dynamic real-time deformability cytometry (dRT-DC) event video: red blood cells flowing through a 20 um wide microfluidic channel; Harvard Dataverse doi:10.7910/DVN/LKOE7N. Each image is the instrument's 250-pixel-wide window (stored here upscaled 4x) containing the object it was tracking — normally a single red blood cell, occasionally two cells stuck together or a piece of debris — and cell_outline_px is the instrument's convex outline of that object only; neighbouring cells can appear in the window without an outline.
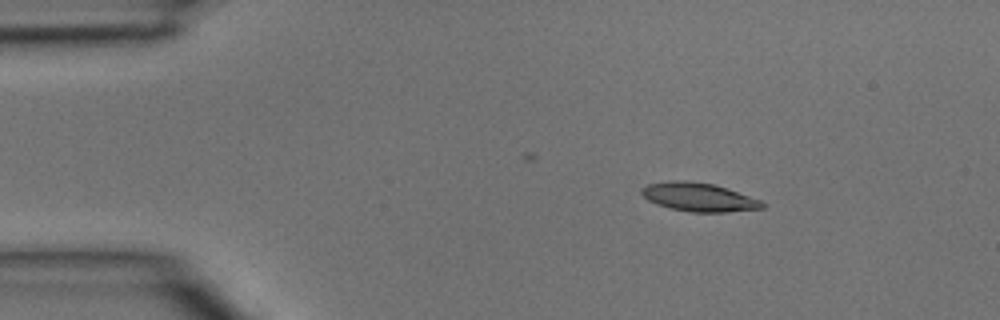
{"species": "common noctule bat (a hibernating species)", "species_latin": "Nyctalus noctula", "temperature_condition": "room temperature", "stored_images_in_passage": 4, "camera_frame_rate_fps": 3000, "um_per_image_px": 0.085, "animal": {"sex": "male", "body_mass_g": 15.6}, "frame": {"image": 1, "passage_image": 2, "time_ms": 0.333, "image_size_px": [1000, 320], "cell_outline_px": [[764, 208], [724, 212], [692, 212], [668, 208], [656, 204], [648, 200], [640, 192], [648, 184], [672, 180], [684, 180], [712, 184], [760, 200], [764, 204]], "centroid_in_image_um": [59.35, 16.76], "position_along_channel_um": 25.6, "area_um2": 19.71}}
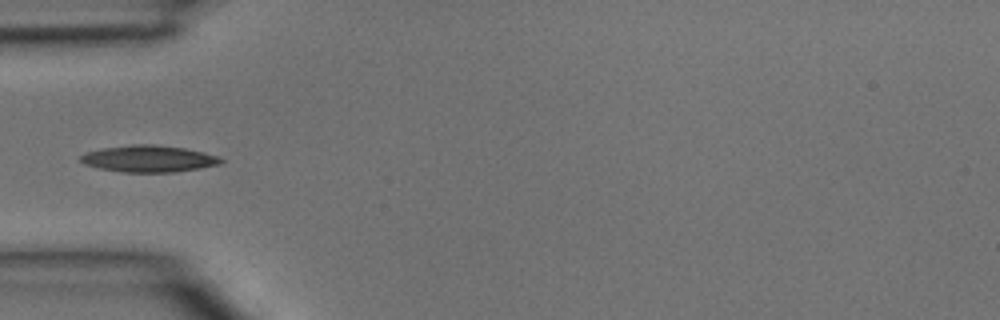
{"frame": {"image": 2, "passage_image": 4, "time_ms": 1.0, "image_size_px": [1000, 320], "cell_outline_px": [[224, 160], [220, 164], [200, 168], [172, 172], [124, 172], [100, 168], [84, 164], [76, 160], [84, 152], [100, 148], [132, 144], [152, 144], [184, 148], [204, 152], [216, 156]], "centroid_in_image_um": [12.57, 13.48], "position_along_channel_um": 72.4, "area_um2": 21.91}}